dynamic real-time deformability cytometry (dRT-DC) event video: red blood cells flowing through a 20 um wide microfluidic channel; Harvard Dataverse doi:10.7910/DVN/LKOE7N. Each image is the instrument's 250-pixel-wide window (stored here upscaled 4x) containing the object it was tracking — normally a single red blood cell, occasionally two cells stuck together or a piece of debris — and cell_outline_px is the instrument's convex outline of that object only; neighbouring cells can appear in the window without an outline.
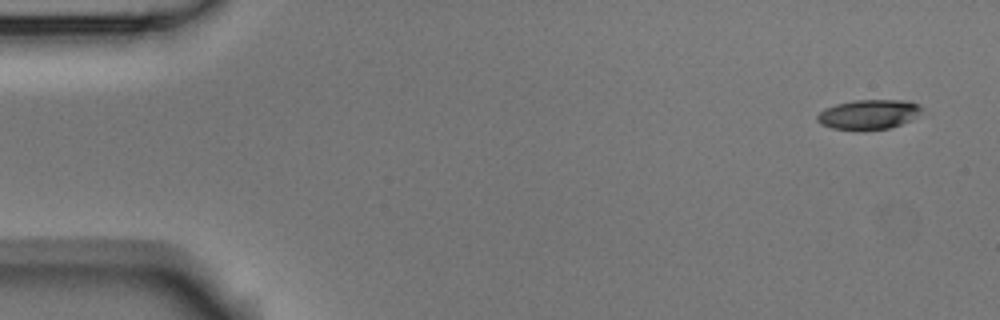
{"species": "Egyptian fruit bat (a non-hibernating species)", "species_latin": "Rousettus aegyptiacus", "temperature_condition": "room temperature", "stored_images_in_passage": 5, "camera_frame_rate_fps": 3000, "um_per_image_px": 0.085, "animal": {"sex": "male"}, "frame": {"image": 1, "passage_image": 1, "time_ms": 0.0, "image_size_px": [1000, 320], "cell_outline_px": [[924, 108], [912, 120], [888, 128], [860, 132], [832, 128], [820, 124], [816, 120], [816, 116], [824, 108], [836, 104], [856, 100], [908, 100], [920, 104]], "centroid_in_image_um": [73.83, 9.74], "position_along_channel_um": 11.2, "area_um2": 18.55}}
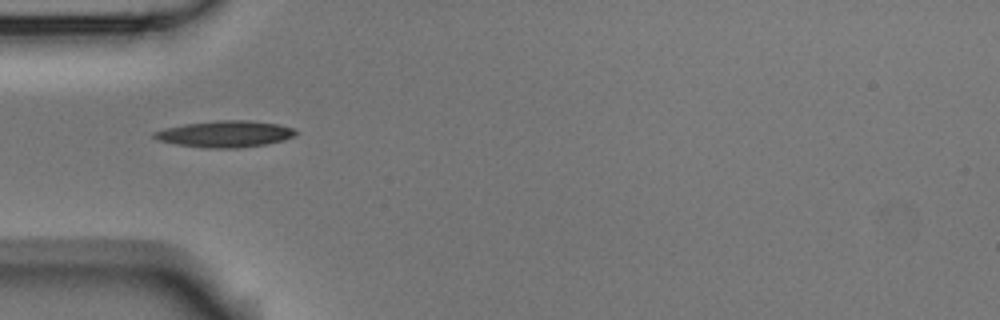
{"frame": {"image": 2, "passage_image": 5, "time_ms": 1.333, "image_size_px": [1000, 320], "cell_outline_px": [[300, 132], [296, 136], [284, 140], [264, 144], [236, 148], [208, 148], [176, 144], [156, 140], [152, 136], [152, 132], [164, 128], [184, 124], [216, 120], [248, 120], [276, 124], [296, 128]], "centroid_in_image_um": [19.14, 11.38], "position_along_channel_um": 65.9, "area_um2": 22.02}}